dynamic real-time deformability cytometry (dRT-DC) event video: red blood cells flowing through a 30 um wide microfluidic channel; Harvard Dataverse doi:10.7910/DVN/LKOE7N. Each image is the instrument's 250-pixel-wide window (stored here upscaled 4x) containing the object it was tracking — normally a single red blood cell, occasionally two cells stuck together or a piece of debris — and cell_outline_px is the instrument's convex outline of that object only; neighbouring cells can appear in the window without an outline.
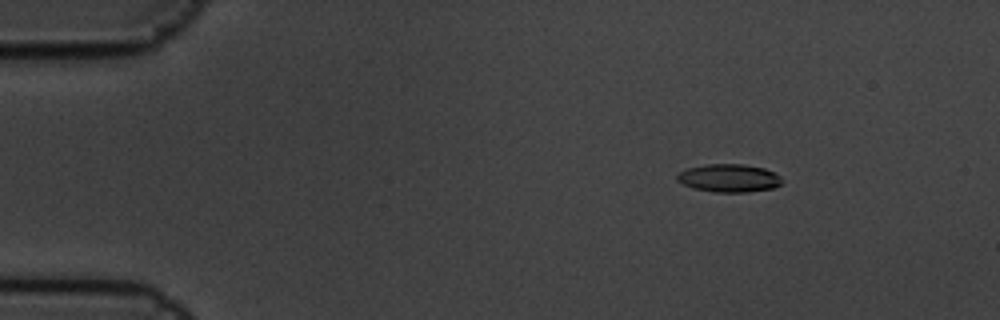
{"species": "common noctule bat (a hibernating species)", "species_latin": "Nyctalus noctula", "temperature_condition": "cold", "stored_images_in_passage": 8, "camera_frame_rate_fps": 3000, "um_per_image_px": 0.085, "animal": {"sex": "male", "body_mass_g": 19.5, "forearm_length_mm": 54.6}, "frame": {"image": 1, "passage_image": 3, "time_ms": 0.667, "image_size_px": [1000, 320], "cell_outline_px": [[784, 180], [780, 184], [772, 188], [748, 192], [716, 192], [696, 188], [684, 184], [676, 180], [676, 176], [680, 172], [688, 168], [708, 164], [744, 164], [764, 168], [776, 172]], "centroid_in_image_um": [62.01, 15.13], "position_along_channel_um": 23.0, "area_um2": 17.05}}
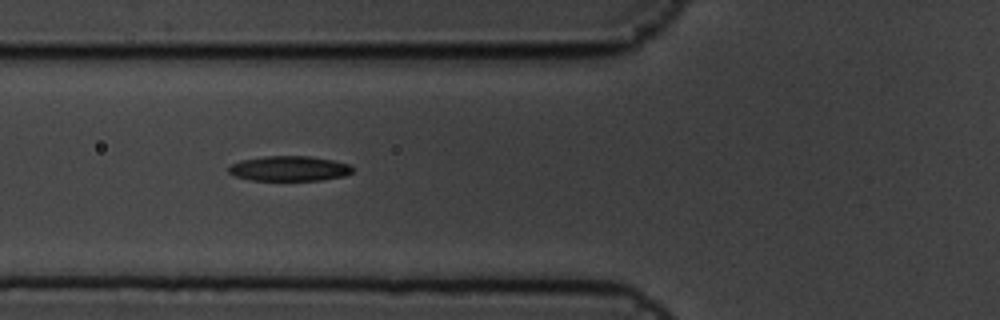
{"frame": {"image": 2, "passage_image": 7, "time_ms": 2.0, "image_size_px": [1000, 320], "cell_outline_px": [[356, 168], [352, 172], [344, 176], [320, 180], [252, 180], [236, 176], [228, 172], [228, 168], [232, 164], [240, 160], [264, 156], [308, 156], [332, 160], [348, 164]], "centroid_in_image_um": [24.6, 14.32], "position_along_channel_um": 101.2, "area_um2": 18.03}}
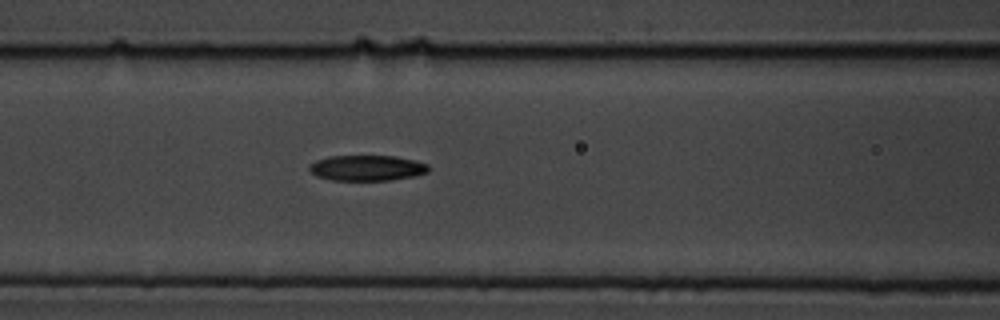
{"frame": {"image": 3, "passage_image": 8, "time_ms": 2.333, "image_size_px": [1000, 320], "cell_outline_px": [[428, 172], [416, 176], [392, 180], [332, 180], [316, 176], [308, 168], [316, 160], [328, 156], [396, 156], [416, 160], [428, 164]], "centroid_in_image_um": [31.23, 14.27], "position_along_channel_um": 135.4, "area_um2": 17.8}}